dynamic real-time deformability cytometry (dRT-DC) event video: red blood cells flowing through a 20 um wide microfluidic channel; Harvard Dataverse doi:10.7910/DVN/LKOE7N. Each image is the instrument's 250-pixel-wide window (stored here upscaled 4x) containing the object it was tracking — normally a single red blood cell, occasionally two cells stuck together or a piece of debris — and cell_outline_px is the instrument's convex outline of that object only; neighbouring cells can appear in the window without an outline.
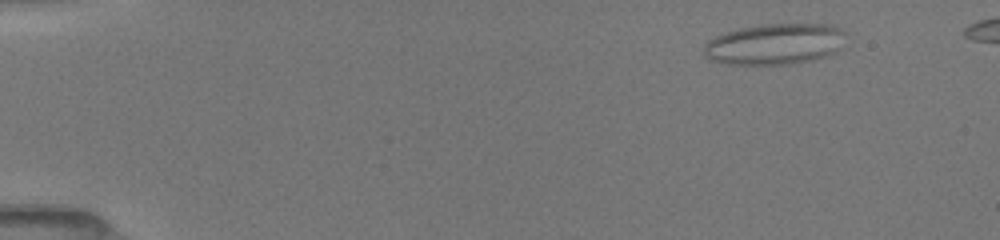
{"species": "common noctule bat (a hibernating species)", "species_latin": "Nyctalus noctula", "temperature_condition": "room temperature", "stored_images_in_passage": 37, "camera_frame_rate_fps": 3000, "um_per_image_px": 0.085, "animal": {"sex": "female", "body_mass_g": 19.5, "forearm_length_mm": 54.1}, "frame": {"image": 1, "passage_image": 2, "time_ms": 0.333, "image_size_px": [1000, 240], "cell_outline_px": [[844, 32], [828, 52], [824, 56], [808, 60], [788, 64], [728, 64], [712, 60], [704, 52], [708, 40], [716, 36], [728, 32], [744, 28], [768, 24], [824, 24], [836, 28]], "centroid_in_image_um": [65.71, 3.75], "position_along_channel_um": 19.3, "area_um2": 32.08}}
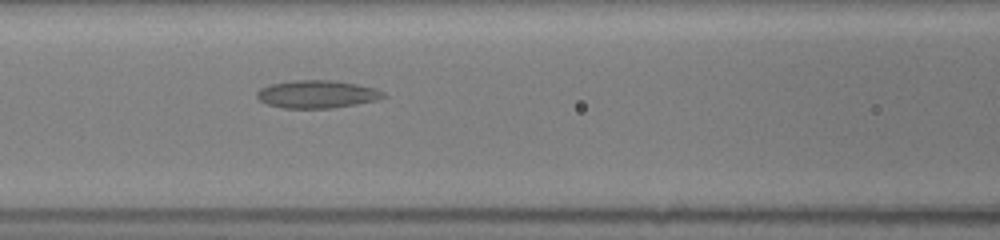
{"frame": {"image": 2, "passage_image": 34, "time_ms": 6.333, "image_size_px": [1000, 240], "cell_outline_px": [[388, 96], [376, 100], [332, 108], [280, 108], [268, 104], [260, 100], [256, 96], [256, 92], [260, 88], [272, 84], [296, 80], [332, 80], [356, 84], [372, 88], [384, 92]], "centroid_in_image_um": [26.93, 8.01], "position_along_channel_um": 139.7, "area_um2": 20.29}}
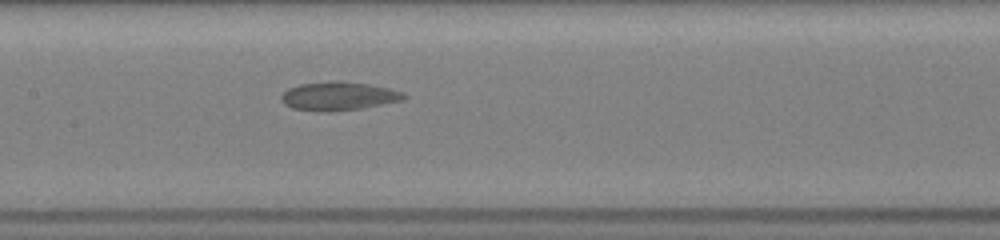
{"frame": {"image": 3, "passage_image": 37, "time_ms": 7.333, "image_size_px": [1000, 240], "cell_outline_px": [[408, 96], [404, 100], [360, 108], [328, 112], [324, 112], [292, 108], [284, 104], [280, 100], [280, 96], [288, 88], [300, 84], [336, 80], [340, 80], [368, 84], [388, 88], [404, 92]], "centroid_in_image_um": [28.77, 8.16], "position_along_channel_um": 178.6, "area_um2": 20.52}}